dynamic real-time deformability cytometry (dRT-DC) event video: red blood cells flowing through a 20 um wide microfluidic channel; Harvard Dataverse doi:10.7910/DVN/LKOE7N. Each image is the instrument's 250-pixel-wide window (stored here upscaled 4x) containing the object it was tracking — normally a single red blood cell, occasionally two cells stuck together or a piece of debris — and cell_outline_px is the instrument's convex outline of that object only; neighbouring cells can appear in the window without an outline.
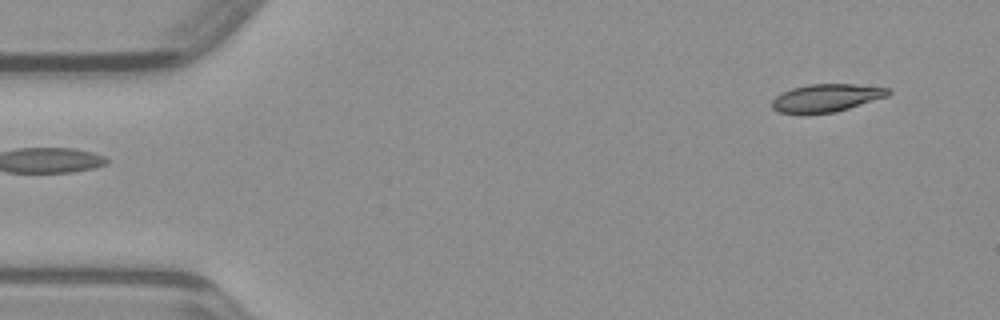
{"species": "common noctule bat (a hibernating species)", "species_latin": "Nyctalus noctula", "temperature_condition": "warm", "stored_images_in_passage": 48, "camera_frame_rate_fps": 3000, "um_per_image_px": 0.085, "animal": {"sex": "male", "body_mass_g": 23.1, "forearm_length_mm": 52.7}, "frame": {"image": 1, "passage_image": 4, "time_ms": 1.0, "image_size_px": [1000, 320], "cell_outline_px": [[876, 96], [844, 108], [828, 112], [788, 112], [780, 108], [792, 92], [800, 88], [828, 84], [836, 84], [872, 88]], "centroid_in_image_um": [70.21, 8.34], "position_along_channel_um": 14.8, "area_um2": 13.87}}
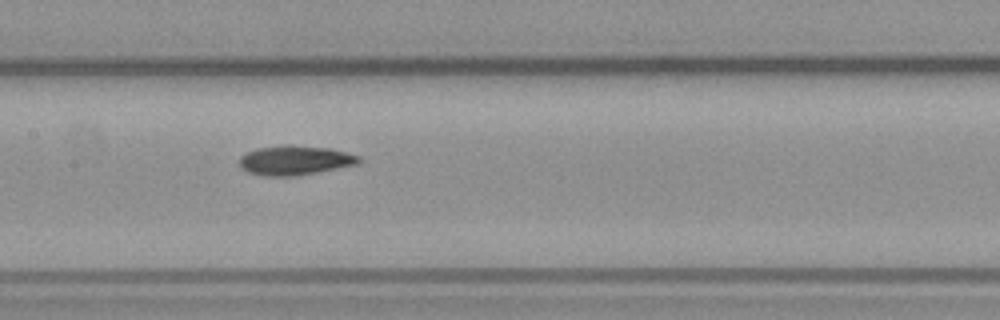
{"frame": {"image": 2, "passage_image": 23, "time_ms": 7.333, "image_size_px": [1000, 320], "cell_outline_px": [[352, 160], [340, 164], [320, 168], [296, 172], [268, 172], [252, 168], [244, 164], [244, 160], [248, 156], [264, 152], [288, 148], [296, 148], [332, 152], [348, 156]], "centroid_in_image_um": [25.0, 13.62], "position_along_channel_um": 182.4, "area_um2": 13.24}}
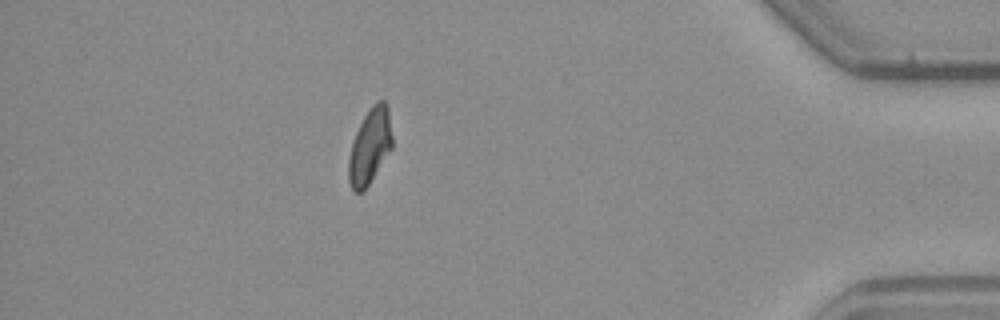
{"frame": {"image": 3, "passage_image": 42, "time_ms": 13.667, "image_size_px": [1000, 320], "cell_outline_px": [[388, 144], [368, 180], [360, 188], [356, 188], [352, 184], [352, 152], [360, 128], [364, 120], [380, 104], [384, 104], [388, 132]], "centroid_in_image_um": [31.4, 12.42], "position_along_channel_um": 403.8, "area_um2": 13.81}}